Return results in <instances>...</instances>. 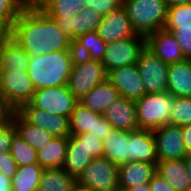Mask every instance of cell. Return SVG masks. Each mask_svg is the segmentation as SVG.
<instances>
[{
  "mask_svg": "<svg viewBox=\"0 0 191 191\" xmlns=\"http://www.w3.org/2000/svg\"><path fill=\"white\" fill-rule=\"evenodd\" d=\"M11 38L30 56L73 49V41L64 26L46 15L33 2L25 7L14 22Z\"/></svg>",
  "mask_w": 191,
  "mask_h": 191,
  "instance_id": "1",
  "label": "cell"
},
{
  "mask_svg": "<svg viewBox=\"0 0 191 191\" xmlns=\"http://www.w3.org/2000/svg\"><path fill=\"white\" fill-rule=\"evenodd\" d=\"M75 56L73 49L31 56L27 73L35 90L67 85Z\"/></svg>",
  "mask_w": 191,
  "mask_h": 191,
  "instance_id": "2",
  "label": "cell"
},
{
  "mask_svg": "<svg viewBox=\"0 0 191 191\" xmlns=\"http://www.w3.org/2000/svg\"><path fill=\"white\" fill-rule=\"evenodd\" d=\"M123 6L137 35L146 38L164 29L168 13L164 0H123Z\"/></svg>",
  "mask_w": 191,
  "mask_h": 191,
  "instance_id": "3",
  "label": "cell"
},
{
  "mask_svg": "<svg viewBox=\"0 0 191 191\" xmlns=\"http://www.w3.org/2000/svg\"><path fill=\"white\" fill-rule=\"evenodd\" d=\"M139 129L154 130L170 123L174 97L168 93H149L135 101Z\"/></svg>",
  "mask_w": 191,
  "mask_h": 191,
  "instance_id": "4",
  "label": "cell"
},
{
  "mask_svg": "<svg viewBox=\"0 0 191 191\" xmlns=\"http://www.w3.org/2000/svg\"><path fill=\"white\" fill-rule=\"evenodd\" d=\"M107 79V71L102 61L75 56L67 86L80 100L97 84Z\"/></svg>",
  "mask_w": 191,
  "mask_h": 191,
  "instance_id": "5",
  "label": "cell"
},
{
  "mask_svg": "<svg viewBox=\"0 0 191 191\" xmlns=\"http://www.w3.org/2000/svg\"><path fill=\"white\" fill-rule=\"evenodd\" d=\"M119 166L104 157L94 158L77 177L90 191H118Z\"/></svg>",
  "mask_w": 191,
  "mask_h": 191,
  "instance_id": "6",
  "label": "cell"
},
{
  "mask_svg": "<svg viewBox=\"0 0 191 191\" xmlns=\"http://www.w3.org/2000/svg\"><path fill=\"white\" fill-rule=\"evenodd\" d=\"M79 100L70 92L67 85L40 88L35 90L30 104L50 114L65 116L70 119Z\"/></svg>",
  "mask_w": 191,
  "mask_h": 191,
  "instance_id": "7",
  "label": "cell"
},
{
  "mask_svg": "<svg viewBox=\"0 0 191 191\" xmlns=\"http://www.w3.org/2000/svg\"><path fill=\"white\" fill-rule=\"evenodd\" d=\"M146 94L168 92V64L146 46L136 63Z\"/></svg>",
  "mask_w": 191,
  "mask_h": 191,
  "instance_id": "8",
  "label": "cell"
},
{
  "mask_svg": "<svg viewBox=\"0 0 191 191\" xmlns=\"http://www.w3.org/2000/svg\"><path fill=\"white\" fill-rule=\"evenodd\" d=\"M35 88L27 71L0 70V95L17 111L32 99Z\"/></svg>",
  "mask_w": 191,
  "mask_h": 191,
  "instance_id": "9",
  "label": "cell"
},
{
  "mask_svg": "<svg viewBox=\"0 0 191 191\" xmlns=\"http://www.w3.org/2000/svg\"><path fill=\"white\" fill-rule=\"evenodd\" d=\"M145 46V37L141 35L108 43L102 59L105 70L136 64Z\"/></svg>",
  "mask_w": 191,
  "mask_h": 191,
  "instance_id": "10",
  "label": "cell"
},
{
  "mask_svg": "<svg viewBox=\"0 0 191 191\" xmlns=\"http://www.w3.org/2000/svg\"><path fill=\"white\" fill-rule=\"evenodd\" d=\"M158 161L184 159L187 156L181 127L166 124L152 130Z\"/></svg>",
  "mask_w": 191,
  "mask_h": 191,
  "instance_id": "11",
  "label": "cell"
},
{
  "mask_svg": "<svg viewBox=\"0 0 191 191\" xmlns=\"http://www.w3.org/2000/svg\"><path fill=\"white\" fill-rule=\"evenodd\" d=\"M69 121L70 135L74 136L89 133L103 139L109 131L114 129L102 114L91 111L79 102L76 104Z\"/></svg>",
  "mask_w": 191,
  "mask_h": 191,
  "instance_id": "12",
  "label": "cell"
},
{
  "mask_svg": "<svg viewBox=\"0 0 191 191\" xmlns=\"http://www.w3.org/2000/svg\"><path fill=\"white\" fill-rule=\"evenodd\" d=\"M17 112L28 123L43 128L54 137L70 136V121L68 117L50 114L46 110L33 107L30 103L23 104Z\"/></svg>",
  "mask_w": 191,
  "mask_h": 191,
  "instance_id": "13",
  "label": "cell"
},
{
  "mask_svg": "<svg viewBox=\"0 0 191 191\" xmlns=\"http://www.w3.org/2000/svg\"><path fill=\"white\" fill-rule=\"evenodd\" d=\"M96 32L106 44L137 36L123 5L102 16Z\"/></svg>",
  "mask_w": 191,
  "mask_h": 191,
  "instance_id": "14",
  "label": "cell"
},
{
  "mask_svg": "<svg viewBox=\"0 0 191 191\" xmlns=\"http://www.w3.org/2000/svg\"><path fill=\"white\" fill-rule=\"evenodd\" d=\"M107 80L118 90L120 96L129 100L137 101L146 94L136 64L108 71Z\"/></svg>",
  "mask_w": 191,
  "mask_h": 191,
  "instance_id": "15",
  "label": "cell"
},
{
  "mask_svg": "<svg viewBox=\"0 0 191 191\" xmlns=\"http://www.w3.org/2000/svg\"><path fill=\"white\" fill-rule=\"evenodd\" d=\"M103 117L114 129L130 132L139 129L135 101L120 96L108 108Z\"/></svg>",
  "mask_w": 191,
  "mask_h": 191,
  "instance_id": "16",
  "label": "cell"
},
{
  "mask_svg": "<svg viewBox=\"0 0 191 191\" xmlns=\"http://www.w3.org/2000/svg\"><path fill=\"white\" fill-rule=\"evenodd\" d=\"M146 47L166 64H174L185 60L177 39L166 30H159L148 35Z\"/></svg>",
  "mask_w": 191,
  "mask_h": 191,
  "instance_id": "17",
  "label": "cell"
},
{
  "mask_svg": "<svg viewBox=\"0 0 191 191\" xmlns=\"http://www.w3.org/2000/svg\"><path fill=\"white\" fill-rule=\"evenodd\" d=\"M93 159L94 157L86 147V133L68 137L63 170L77 178Z\"/></svg>",
  "mask_w": 191,
  "mask_h": 191,
  "instance_id": "18",
  "label": "cell"
},
{
  "mask_svg": "<svg viewBox=\"0 0 191 191\" xmlns=\"http://www.w3.org/2000/svg\"><path fill=\"white\" fill-rule=\"evenodd\" d=\"M118 166L131 161V131H109L103 138V156Z\"/></svg>",
  "mask_w": 191,
  "mask_h": 191,
  "instance_id": "19",
  "label": "cell"
},
{
  "mask_svg": "<svg viewBox=\"0 0 191 191\" xmlns=\"http://www.w3.org/2000/svg\"><path fill=\"white\" fill-rule=\"evenodd\" d=\"M156 173V164L130 161L119 165L118 189L126 191L133 186L149 182Z\"/></svg>",
  "mask_w": 191,
  "mask_h": 191,
  "instance_id": "20",
  "label": "cell"
},
{
  "mask_svg": "<svg viewBox=\"0 0 191 191\" xmlns=\"http://www.w3.org/2000/svg\"><path fill=\"white\" fill-rule=\"evenodd\" d=\"M46 15L65 25L68 20L90 5V0H35L33 2Z\"/></svg>",
  "mask_w": 191,
  "mask_h": 191,
  "instance_id": "21",
  "label": "cell"
},
{
  "mask_svg": "<svg viewBox=\"0 0 191 191\" xmlns=\"http://www.w3.org/2000/svg\"><path fill=\"white\" fill-rule=\"evenodd\" d=\"M119 97L118 90L106 79L84 95L79 103L91 111L103 115L105 109Z\"/></svg>",
  "mask_w": 191,
  "mask_h": 191,
  "instance_id": "22",
  "label": "cell"
},
{
  "mask_svg": "<svg viewBox=\"0 0 191 191\" xmlns=\"http://www.w3.org/2000/svg\"><path fill=\"white\" fill-rule=\"evenodd\" d=\"M168 93L173 97H191V60L168 65Z\"/></svg>",
  "mask_w": 191,
  "mask_h": 191,
  "instance_id": "23",
  "label": "cell"
},
{
  "mask_svg": "<svg viewBox=\"0 0 191 191\" xmlns=\"http://www.w3.org/2000/svg\"><path fill=\"white\" fill-rule=\"evenodd\" d=\"M156 173L176 191H188L191 188L184 159L157 161Z\"/></svg>",
  "mask_w": 191,
  "mask_h": 191,
  "instance_id": "24",
  "label": "cell"
},
{
  "mask_svg": "<svg viewBox=\"0 0 191 191\" xmlns=\"http://www.w3.org/2000/svg\"><path fill=\"white\" fill-rule=\"evenodd\" d=\"M131 161L157 163L156 142L152 130L131 131Z\"/></svg>",
  "mask_w": 191,
  "mask_h": 191,
  "instance_id": "25",
  "label": "cell"
},
{
  "mask_svg": "<svg viewBox=\"0 0 191 191\" xmlns=\"http://www.w3.org/2000/svg\"><path fill=\"white\" fill-rule=\"evenodd\" d=\"M31 56L11 37L0 43V70L27 71Z\"/></svg>",
  "mask_w": 191,
  "mask_h": 191,
  "instance_id": "26",
  "label": "cell"
},
{
  "mask_svg": "<svg viewBox=\"0 0 191 191\" xmlns=\"http://www.w3.org/2000/svg\"><path fill=\"white\" fill-rule=\"evenodd\" d=\"M68 137H54L47 145L37 150L38 164L45 168H62L66 157Z\"/></svg>",
  "mask_w": 191,
  "mask_h": 191,
  "instance_id": "27",
  "label": "cell"
},
{
  "mask_svg": "<svg viewBox=\"0 0 191 191\" xmlns=\"http://www.w3.org/2000/svg\"><path fill=\"white\" fill-rule=\"evenodd\" d=\"M102 16L91 8L81 10L63 25L70 39L74 41L79 36L97 30Z\"/></svg>",
  "mask_w": 191,
  "mask_h": 191,
  "instance_id": "28",
  "label": "cell"
},
{
  "mask_svg": "<svg viewBox=\"0 0 191 191\" xmlns=\"http://www.w3.org/2000/svg\"><path fill=\"white\" fill-rule=\"evenodd\" d=\"M12 121L15 124L17 134L36 151L54 138L43 128L28 123L17 111L14 113Z\"/></svg>",
  "mask_w": 191,
  "mask_h": 191,
  "instance_id": "29",
  "label": "cell"
},
{
  "mask_svg": "<svg viewBox=\"0 0 191 191\" xmlns=\"http://www.w3.org/2000/svg\"><path fill=\"white\" fill-rule=\"evenodd\" d=\"M77 178L63 168H45L37 191H71Z\"/></svg>",
  "mask_w": 191,
  "mask_h": 191,
  "instance_id": "30",
  "label": "cell"
},
{
  "mask_svg": "<svg viewBox=\"0 0 191 191\" xmlns=\"http://www.w3.org/2000/svg\"><path fill=\"white\" fill-rule=\"evenodd\" d=\"M107 44L96 31L88 32L73 41V50L76 56L102 61Z\"/></svg>",
  "mask_w": 191,
  "mask_h": 191,
  "instance_id": "31",
  "label": "cell"
},
{
  "mask_svg": "<svg viewBox=\"0 0 191 191\" xmlns=\"http://www.w3.org/2000/svg\"><path fill=\"white\" fill-rule=\"evenodd\" d=\"M43 170L38 163L17 167L11 179L12 191H37Z\"/></svg>",
  "mask_w": 191,
  "mask_h": 191,
  "instance_id": "32",
  "label": "cell"
},
{
  "mask_svg": "<svg viewBox=\"0 0 191 191\" xmlns=\"http://www.w3.org/2000/svg\"><path fill=\"white\" fill-rule=\"evenodd\" d=\"M10 153L18 167L38 163L37 151L18 134L13 138Z\"/></svg>",
  "mask_w": 191,
  "mask_h": 191,
  "instance_id": "33",
  "label": "cell"
},
{
  "mask_svg": "<svg viewBox=\"0 0 191 191\" xmlns=\"http://www.w3.org/2000/svg\"><path fill=\"white\" fill-rule=\"evenodd\" d=\"M191 28V4L168 7L164 29Z\"/></svg>",
  "mask_w": 191,
  "mask_h": 191,
  "instance_id": "34",
  "label": "cell"
},
{
  "mask_svg": "<svg viewBox=\"0 0 191 191\" xmlns=\"http://www.w3.org/2000/svg\"><path fill=\"white\" fill-rule=\"evenodd\" d=\"M169 124L179 127L191 125V97H174Z\"/></svg>",
  "mask_w": 191,
  "mask_h": 191,
  "instance_id": "35",
  "label": "cell"
},
{
  "mask_svg": "<svg viewBox=\"0 0 191 191\" xmlns=\"http://www.w3.org/2000/svg\"><path fill=\"white\" fill-rule=\"evenodd\" d=\"M29 3L28 0H0V19L12 27Z\"/></svg>",
  "mask_w": 191,
  "mask_h": 191,
  "instance_id": "36",
  "label": "cell"
},
{
  "mask_svg": "<svg viewBox=\"0 0 191 191\" xmlns=\"http://www.w3.org/2000/svg\"><path fill=\"white\" fill-rule=\"evenodd\" d=\"M177 39L185 59L191 60V28L164 29Z\"/></svg>",
  "mask_w": 191,
  "mask_h": 191,
  "instance_id": "37",
  "label": "cell"
},
{
  "mask_svg": "<svg viewBox=\"0 0 191 191\" xmlns=\"http://www.w3.org/2000/svg\"><path fill=\"white\" fill-rule=\"evenodd\" d=\"M122 5L123 0H90L89 8L93 9L101 16H104Z\"/></svg>",
  "mask_w": 191,
  "mask_h": 191,
  "instance_id": "38",
  "label": "cell"
},
{
  "mask_svg": "<svg viewBox=\"0 0 191 191\" xmlns=\"http://www.w3.org/2000/svg\"><path fill=\"white\" fill-rule=\"evenodd\" d=\"M16 134L17 131L13 121L7 126L0 127V153L10 151L13 138Z\"/></svg>",
  "mask_w": 191,
  "mask_h": 191,
  "instance_id": "39",
  "label": "cell"
},
{
  "mask_svg": "<svg viewBox=\"0 0 191 191\" xmlns=\"http://www.w3.org/2000/svg\"><path fill=\"white\" fill-rule=\"evenodd\" d=\"M17 167L10 151L0 153V171L3 175L12 179L16 173Z\"/></svg>",
  "mask_w": 191,
  "mask_h": 191,
  "instance_id": "40",
  "label": "cell"
},
{
  "mask_svg": "<svg viewBox=\"0 0 191 191\" xmlns=\"http://www.w3.org/2000/svg\"><path fill=\"white\" fill-rule=\"evenodd\" d=\"M15 112L9 102L0 95V127L11 123Z\"/></svg>",
  "mask_w": 191,
  "mask_h": 191,
  "instance_id": "41",
  "label": "cell"
},
{
  "mask_svg": "<svg viewBox=\"0 0 191 191\" xmlns=\"http://www.w3.org/2000/svg\"><path fill=\"white\" fill-rule=\"evenodd\" d=\"M86 147L94 158L103 156V139L86 133Z\"/></svg>",
  "mask_w": 191,
  "mask_h": 191,
  "instance_id": "42",
  "label": "cell"
},
{
  "mask_svg": "<svg viewBox=\"0 0 191 191\" xmlns=\"http://www.w3.org/2000/svg\"><path fill=\"white\" fill-rule=\"evenodd\" d=\"M151 191H176L158 173L149 181Z\"/></svg>",
  "mask_w": 191,
  "mask_h": 191,
  "instance_id": "43",
  "label": "cell"
},
{
  "mask_svg": "<svg viewBox=\"0 0 191 191\" xmlns=\"http://www.w3.org/2000/svg\"><path fill=\"white\" fill-rule=\"evenodd\" d=\"M187 154H191V125L181 127Z\"/></svg>",
  "mask_w": 191,
  "mask_h": 191,
  "instance_id": "44",
  "label": "cell"
},
{
  "mask_svg": "<svg viewBox=\"0 0 191 191\" xmlns=\"http://www.w3.org/2000/svg\"><path fill=\"white\" fill-rule=\"evenodd\" d=\"M11 37V27L2 19H0V43Z\"/></svg>",
  "mask_w": 191,
  "mask_h": 191,
  "instance_id": "45",
  "label": "cell"
},
{
  "mask_svg": "<svg viewBox=\"0 0 191 191\" xmlns=\"http://www.w3.org/2000/svg\"><path fill=\"white\" fill-rule=\"evenodd\" d=\"M0 191H12L11 179L3 175L0 171Z\"/></svg>",
  "mask_w": 191,
  "mask_h": 191,
  "instance_id": "46",
  "label": "cell"
},
{
  "mask_svg": "<svg viewBox=\"0 0 191 191\" xmlns=\"http://www.w3.org/2000/svg\"><path fill=\"white\" fill-rule=\"evenodd\" d=\"M126 191H151L149 182L142 183L137 186H133L132 188L127 189Z\"/></svg>",
  "mask_w": 191,
  "mask_h": 191,
  "instance_id": "47",
  "label": "cell"
},
{
  "mask_svg": "<svg viewBox=\"0 0 191 191\" xmlns=\"http://www.w3.org/2000/svg\"><path fill=\"white\" fill-rule=\"evenodd\" d=\"M168 7L191 4V0H164Z\"/></svg>",
  "mask_w": 191,
  "mask_h": 191,
  "instance_id": "48",
  "label": "cell"
},
{
  "mask_svg": "<svg viewBox=\"0 0 191 191\" xmlns=\"http://www.w3.org/2000/svg\"><path fill=\"white\" fill-rule=\"evenodd\" d=\"M184 161H185L188 179H189L190 184H191V154H187V156L184 158Z\"/></svg>",
  "mask_w": 191,
  "mask_h": 191,
  "instance_id": "49",
  "label": "cell"
},
{
  "mask_svg": "<svg viewBox=\"0 0 191 191\" xmlns=\"http://www.w3.org/2000/svg\"><path fill=\"white\" fill-rule=\"evenodd\" d=\"M71 191H90V190L76 183V185L72 188Z\"/></svg>",
  "mask_w": 191,
  "mask_h": 191,
  "instance_id": "50",
  "label": "cell"
}]
</instances>
